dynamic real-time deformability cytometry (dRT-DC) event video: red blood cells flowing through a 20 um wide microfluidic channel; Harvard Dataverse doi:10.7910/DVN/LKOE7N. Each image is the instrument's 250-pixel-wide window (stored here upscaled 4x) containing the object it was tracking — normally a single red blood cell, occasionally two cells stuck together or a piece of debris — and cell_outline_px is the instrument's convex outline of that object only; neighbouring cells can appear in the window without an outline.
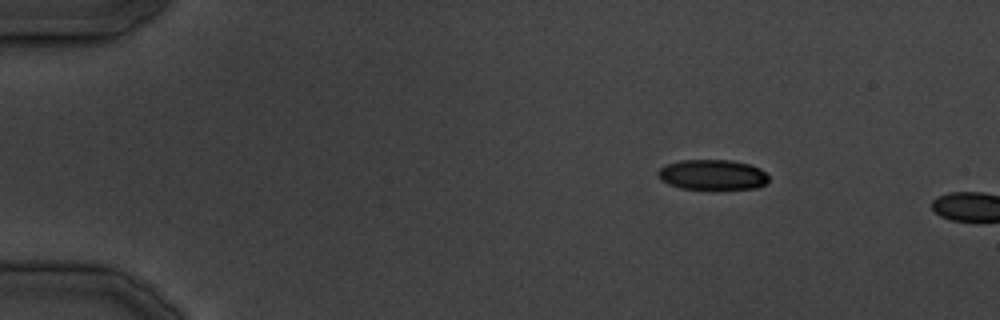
{"species": "common noctule bat (a hibernating species)", "species_latin": "Nyctalus noctula", "temperature_condition": "cold", "stored_images_in_passage": 7, "camera_frame_rate_fps": 3000, "um_per_image_px": 0.085, "animal": {"sex": "male", "body_mass_g": 19.5, "forearm_length_mm": 54.6}, "frame": {"image": 1, "passage_image": 5, "time_ms": 5.667, "image_size_px": [1000, 320], "cell_outline_px": [[768, 180], [764, 184], [756, 188], [680, 188], [668, 184], [660, 180], [656, 172], [660, 168], [668, 164], [680, 160], [732, 160], [752, 164], [760, 168], [768, 176]], "centroid_in_image_um": [60.54, 14.83], "position_along_channel_um": 24.5, "area_um2": 19.36}}